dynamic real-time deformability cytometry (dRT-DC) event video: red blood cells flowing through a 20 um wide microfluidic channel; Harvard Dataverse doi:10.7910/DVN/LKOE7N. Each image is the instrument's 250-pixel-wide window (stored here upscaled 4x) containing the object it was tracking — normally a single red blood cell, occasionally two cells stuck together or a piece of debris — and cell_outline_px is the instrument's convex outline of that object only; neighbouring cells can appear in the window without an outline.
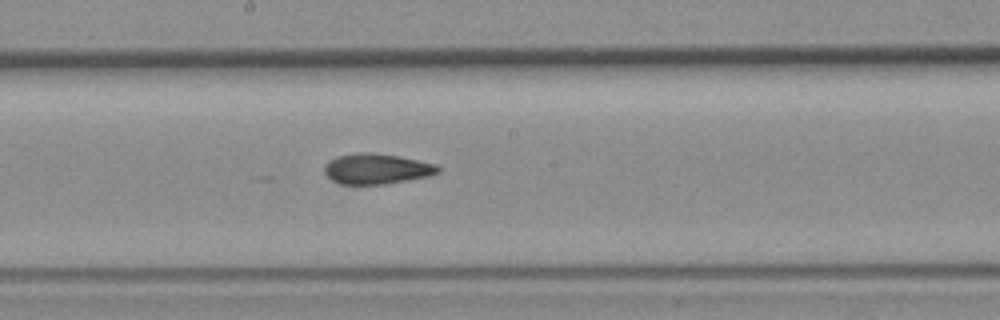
{"species": "common noctule bat (a hibernating species)", "species_latin": "Nyctalus noctula", "temperature_condition": "room temperature", "stored_images_in_passage": 43, "camera_frame_rate_fps": 3000, "um_per_image_px": 0.085, "animal": {"sex": "female", "body_mass_g": 19.3, "forearm_length_mm": 54.1}, "frame": {"image": 1, "passage_image": 36, "time_ms": 11.667, "image_size_px": [1000, 320], "cell_outline_px": [[440, 172], [428, 176], [408, 180], [384, 184], [340, 184], [332, 180], [324, 172], [324, 168], [336, 156], [360, 152], [364, 152], [396, 156], [436, 164], [440, 168]], "centroid_in_image_um": [32.02, 14.36], "position_along_channel_um": 216.2, "area_um2": 19.77}}